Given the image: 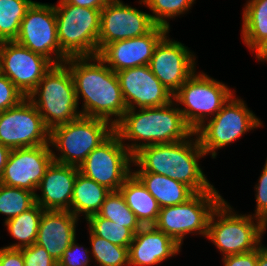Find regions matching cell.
Masks as SVG:
<instances>
[{"label":"cell","instance_id":"obj_1","mask_svg":"<svg viewBox=\"0 0 267 266\" xmlns=\"http://www.w3.org/2000/svg\"><path fill=\"white\" fill-rule=\"evenodd\" d=\"M64 63L72 75L78 104L81 96L84 102L81 115L115 125L127 110L116 72L98 55L69 57Z\"/></svg>","mask_w":267,"mask_h":266},{"label":"cell","instance_id":"obj_2","mask_svg":"<svg viewBox=\"0 0 267 266\" xmlns=\"http://www.w3.org/2000/svg\"><path fill=\"white\" fill-rule=\"evenodd\" d=\"M205 155L194 132L192 136L179 142L140 148L133 154L132 163L139 169L132 173L160 174L184 183L195 193H202L214 187L198 164V159Z\"/></svg>","mask_w":267,"mask_h":266},{"label":"cell","instance_id":"obj_3","mask_svg":"<svg viewBox=\"0 0 267 266\" xmlns=\"http://www.w3.org/2000/svg\"><path fill=\"white\" fill-rule=\"evenodd\" d=\"M174 106L177 107V103L172 100L162 107L127 109L114 125V132L123 144L125 140L133 141L124 144L132 155L144 146L187 139L194 131L185 122L179 107Z\"/></svg>","mask_w":267,"mask_h":266},{"label":"cell","instance_id":"obj_4","mask_svg":"<svg viewBox=\"0 0 267 266\" xmlns=\"http://www.w3.org/2000/svg\"><path fill=\"white\" fill-rule=\"evenodd\" d=\"M27 98L49 130L82 116L77 109L79 104L73 78L65 63L53 65Z\"/></svg>","mask_w":267,"mask_h":266},{"label":"cell","instance_id":"obj_5","mask_svg":"<svg viewBox=\"0 0 267 266\" xmlns=\"http://www.w3.org/2000/svg\"><path fill=\"white\" fill-rule=\"evenodd\" d=\"M232 209L223 199L213 210L208 221L206 238L214 243L223 257L257 249L262 244V236L267 229V225L261 219L251 214L238 215Z\"/></svg>","mask_w":267,"mask_h":266},{"label":"cell","instance_id":"obj_6","mask_svg":"<svg viewBox=\"0 0 267 266\" xmlns=\"http://www.w3.org/2000/svg\"><path fill=\"white\" fill-rule=\"evenodd\" d=\"M114 132V125L101 118L80 116L76 120L50 130L49 144L61 154L52 151L53 160L79 167L88 154Z\"/></svg>","mask_w":267,"mask_h":266},{"label":"cell","instance_id":"obj_7","mask_svg":"<svg viewBox=\"0 0 267 266\" xmlns=\"http://www.w3.org/2000/svg\"><path fill=\"white\" fill-rule=\"evenodd\" d=\"M54 8L61 50L68 57L98 55L101 10L64 2Z\"/></svg>","mask_w":267,"mask_h":266},{"label":"cell","instance_id":"obj_8","mask_svg":"<svg viewBox=\"0 0 267 266\" xmlns=\"http://www.w3.org/2000/svg\"><path fill=\"white\" fill-rule=\"evenodd\" d=\"M232 95L233 91L224 83L203 72H195L173 94V101L177 106H185L179 109L185 122L195 132L209 116L210 119L215 116Z\"/></svg>","mask_w":267,"mask_h":266},{"label":"cell","instance_id":"obj_9","mask_svg":"<svg viewBox=\"0 0 267 266\" xmlns=\"http://www.w3.org/2000/svg\"><path fill=\"white\" fill-rule=\"evenodd\" d=\"M222 200L214 187L210 191L195 193L184 203L160 208L154 226L180 246L189 233H197L206 238L211 213Z\"/></svg>","mask_w":267,"mask_h":266},{"label":"cell","instance_id":"obj_10","mask_svg":"<svg viewBox=\"0 0 267 266\" xmlns=\"http://www.w3.org/2000/svg\"><path fill=\"white\" fill-rule=\"evenodd\" d=\"M208 121L195 133L205 154L210 153L213 159L217 156V149L228 146L247 131L262 126L260 119L252 110L248 109L245 102L233 95L222 109Z\"/></svg>","mask_w":267,"mask_h":266},{"label":"cell","instance_id":"obj_11","mask_svg":"<svg viewBox=\"0 0 267 266\" xmlns=\"http://www.w3.org/2000/svg\"><path fill=\"white\" fill-rule=\"evenodd\" d=\"M131 163L133 155L113 132L88 154L78 168L85 177L110 191H119L124 181L132 174Z\"/></svg>","mask_w":267,"mask_h":266},{"label":"cell","instance_id":"obj_12","mask_svg":"<svg viewBox=\"0 0 267 266\" xmlns=\"http://www.w3.org/2000/svg\"><path fill=\"white\" fill-rule=\"evenodd\" d=\"M15 42L44 56L54 65L62 64L69 58L58 42L54 4L34 1L21 21Z\"/></svg>","mask_w":267,"mask_h":266},{"label":"cell","instance_id":"obj_13","mask_svg":"<svg viewBox=\"0 0 267 266\" xmlns=\"http://www.w3.org/2000/svg\"><path fill=\"white\" fill-rule=\"evenodd\" d=\"M49 135L50 130L28 98L0 112V144L10 149L50 145Z\"/></svg>","mask_w":267,"mask_h":266},{"label":"cell","instance_id":"obj_14","mask_svg":"<svg viewBox=\"0 0 267 266\" xmlns=\"http://www.w3.org/2000/svg\"><path fill=\"white\" fill-rule=\"evenodd\" d=\"M53 65L49 59L15 41L0 42V72L25 98L37 87Z\"/></svg>","mask_w":267,"mask_h":266},{"label":"cell","instance_id":"obj_15","mask_svg":"<svg viewBox=\"0 0 267 266\" xmlns=\"http://www.w3.org/2000/svg\"><path fill=\"white\" fill-rule=\"evenodd\" d=\"M151 15L124 4L121 0H110L100 14L98 54L111 42L149 33L156 26Z\"/></svg>","mask_w":267,"mask_h":266},{"label":"cell","instance_id":"obj_16","mask_svg":"<svg viewBox=\"0 0 267 266\" xmlns=\"http://www.w3.org/2000/svg\"><path fill=\"white\" fill-rule=\"evenodd\" d=\"M195 55L168 33L156 45L148 66L155 77L173 95L196 72Z\"/></svg>","mask_w":267,"mask_h":266},{"label":"cell","instance_id":"obj_17","mask_svg":"<svg viewBox=\"0 0 267 266\" xmlns=\"http://www.w3.org/2000/svg\"><path fill=\"white\" fill-rule=\"evenodd\" d=\"M50 145L11 149L0 183L36 194L46 169L53 161Z\"/></svg>","mask_w":267,"mask_h":266},{"label":"cell","instance_id":"obj_18","mask_svg":"<svg viewBox=\"0 0 267 266\" xmlns=\"http://www.w3.org/2000/svg\"><path fill=\"white\" fill-rule=\"evenodd\" d=\"M127 109L162 107L173 95L155 77L148 65L116 72Z\"/></svg>","mask_w":267,"mask_h":266},{"label":"cell","instance_id":"obj_19","mask_svg":"<svg viewBox=\"0 0 267 266\" xmlns=\"http://www.w3.org/2000/svg\"><path fill=\"white\" fill-rule=\"evenodd\" d=\"M167 33V28L156 25L145 35L107 44L98 56L114 72L148 65L156 45Z\"/></svg>","mask_w":267,"mask_h":266},{"label":"cell","instance_id":"obj_20","mask_svg":"<svg viewBox=\"0 0 267 266\" xmlns=\"http://www.w3.org/2000/svg\"><path fill=\"white\" fill-rule=\"evenodd\" d=\"M78 173L77 166L53 160L37 187L42 194H35L36 204L43 210L70 211L74 182Z\"/></svg>","mask_w":267,"mask_h":266},{"label":"cell","instance_id":"obj_21","mask_svg":"<svg viewBox=\"0 0 267 266\" xmlns=\"http://www.w3.org/2000/svg\"><path fill=\"white\" fill-rule=\"evenodd\" d=\"M181 246L154 225L142 226L128 248L129 266H152L177 255Z\"/></svg>","mask_w":267,"mask_h":266},{"label":"cell","instance_id":"obj_22","mask_svg":"<svg viewBox=\"0 0 267 266\" xmlns=\"http://www.w3.org/2000/svg\"><path fill=\"white\" fill-rule=\"evenodd\" d=\"M79 218L68 210H44L39 223L36 244L58 262L76 239Z\"/></svg>","mask_w":267,"mask_h":266},{"label":"cell","instance_id":"obj_23","mask_svg":"<svg viewBox=\"0 0 267 266\" xmlns=\"http://www.w3.org/2000/svg\"><path fill=\"white\" fill-rule=\"evenodd\" d=\"M119 191L142 226L156 223L160 206L133 173L124 181Z\"/></svg>","mask_w":267,"mask_h":266},{"label":"cell","instance_id":"obj_24","mask_svg":"<svg viewBox=\"0 0 267 266\" xmlns=\"http://www.w3.org/2000/svg\"><path fill=\"white\" fill-rule=\"evenodd\" d=\"M156 199L160 208L179 205L195 192L184 183L156 173H133Z\"/></svg>","mask_w":267,"mask_h":266},{"label":"cell","instance_id":"obj_25","mask_svg":"<svg viewBox=\"0 0 267 266\" xmlns=\"http://www.w3.org/2000/svg\"><path fill=\"white\" fill-rule=\"evenodd\" d=\"M110 192L105 186L79 172L74 182L70 212L77 218L83 213V216L85 215V219H87L100 211L106 196Z\"/></svg>","mask_w":267,"mask_h":266},{"label":"cell","instance_id":"obj_26","mask_svg":"<svg viewBox=\"0 0 267 266\" xmlns=\"http://www.w3.org/2000/svg\"><path fill=\"white\" fill-rule=\"evenodd\" d=\"M242 16V40L253 52L267 39V0H248Z\"/></svg>","mask_w":267,"mask_h":266},{"label":"cell","instance_id":"obj_27","mask_svg":"<svg viewBox=\"0 0 267 266\" xmlns=\"http://www.w3.org/2000/svg\"><path fill=\"white\" fill-rule=\"evenodd\" d=\"M43 212L44 210L38 204H35L29 210L5 221L4 225L7 226L10 235L19 241L5 246V248L21 249L33 245L37 239L39 223Z\"/></svg>","mask_w":267,"mask_h":266},{"label":"cell","instance_id":"obj_28","mask_svg":"<svg viewBox=\"0 0 267 266\" xmlns=\"http://www.w3.org/2000/svg\"><path fill=\"white\" fill-rule=\"evenodd\" d=\"M32 0H0V42L15 41Z\"/></svg>","mask_w":267,"mask_h":266},{"label":"cell","instance_id":"obj_29","mask_svg":"<svg viewBox=\"0 0 267 266\" xmlns=\"http://www.w3.org/2000/svg\"><path fill=\"white\" fill-rule=\"evenodd\" d=\"M97 214L100 217L131 229L135 234L142 227L135 214L126 204V201L120 191H111L106 196L101 209Z\"/></svg>","mask_w":267,"mask_h":266},{"label":"cell","instance_id":"obj_30","mask_svg":"<svg viewBox=\"0 0 267 266\" xmlns=\"http://www.w3.org/2000/svg\"><path fill=\"white\" fill-rule=\"evenodd\" d=\"M36 204L35 193L0 183V214H5L8 221Z\"/></svg>","mask_w":267,"mask_h":266},{"label":"cell","instance_id":"obj_31","mask_svg":"<svg viewBox=\"0 0 267 266\" xmlns=\"http://www.w3.org/2000/svg\"><path fill=\"white\" fill-rule=\"evenodd\" d=\"M91 255L99 266H129L128 248L112 244L89 230Z\"/></svg>","mask_w":267,"mask_h":266},{"label":"cell","instance_id":"obj_32","mask_svg":"<svg viewBox=\"0 0 267 266\" xmlns=\"http://www.w3.org/2000/svg\"><path fill=\"white\" fill-rule=\"evenodd\" d=\"M89 229L94 235L104 238L112 244L129 247L134 239L135 233L118 223L100 217L98 214L89 216L86 219Z\"/></svg>","mask_w":267,"mask_h":266},{"label":"cell","instance_id":"obj_33","mask_svg":"<svg viewBox=\"0 0 267 266\" xmlns=\"http://www.w3.org/2000/svg\"><path fill=\"white\" fill-rule=\"evenodd\" d=\"M152 11L151 17L157 26L170 30L169 19L186 13L195 0H139ZM169 18V19H167ZM167 19V20H166Z\"/></svg>","mask_w":267,"mask_h":266},{"label":"cell","instance_id":"obj_34","mask_svg":"<svg viewBox=\"0 0 267 266\" xmlns=\"http://www.w3.org/2000/svg\"><path fill=\"white\" fill-rule=\"evenodd\" d=\"M24 98L16 86L0 72V112L17 106Z\"/></svg>","mask_w":267,"mask_h":266},{"label":"cell","instance_id":"obj_35","mask_svg":"<svg viewBox=\"0 0 267 266\" xmlns=\"http://www.w3.org/2000/svg\"><path fill=\"white\" fill-rule=\"evenodd\" d=\"M75 239L64 251L62 258L58 261V266H89L91 260L90 251L79 245Z\"/></svg>","mask_w":267,"mask_h":266},{"label":"cell","instance_id":"obj_36","mask_svg":"<svg viewBox=\"0 0 267 266\" xmlns=\"http://www.w3.org/2000/svg\"><path fill=\"white\" fill-rule=\"evenodd\" d=\"M20 250L24 258V266H58V262L42 246L36 243Z\"/></svg>","mask_w":267,"mask_h":266},{"label":"cell","instance_id":"obj_37","mask_svg":"<svg viewBox=\"0 0 267 266\" xmlns=\"http://www.w3.org/2000/svg\"><path fill=\"white\" fill-rule=\"evenodd\" d=\"M258 180L259 182L255 186L257 204L253 216L261 219L267 225V160Z\"/></svg>","mask_w":267,"mask_h":266},{"label":"cell","instance_id":"obj_38","mask_svg":"<svg viewBox=\"0 0 267 266\" xmlns=\"http://www.w3.org/2000/svg\"><path fill=\"white\" fill-rule=\"evenodd\" d=\"M224 266H256L257 249L236 255L223 257Z\"/></svg>","mask_w":267,"mask_h":266},{"label":"cell","instance_id":"obj_39","mask_svg":"<svg viewBox=\"0 0 267 266\" xmlns=\"http://www.w3.org/2000/svg\"><path fill=\"white\" fill-rule=\"evenodd\" d=\"M0 266H24V258L20 249L1 247Z\"/></svg>","mask_w":267,"mask_h":266},{"label":"cell","instance_id":"obj_40","mask_svg":"<svg viewBox=\"0 0 267 266\" xmlns=\"http://www.w3.org/2000/svg\"><path fill=\"white\" fill-rule=\"evenodd\" d=\"M110 0H59L75 6L102 10Z\"/></svg>","mask_w":267,"mask_h":266},{"label":"cell","instance_id":"obj_41","mask_svg":"<svg viewBox=\"0 0 267 266\" xmlns=\"http://www.w3.org/2000/svg\"><path fill=\"white\" fill-rule=\"evenodd\" d=\"M10 151L9 147L0 144V177L3 174Z\"/></svg>","mask_w":267,"mask_h":266},{"label":"cell","instance_id":"obj_42","mask_svg":"<svg viewBox=\"0 0 267 266\" xmlns=\"http://www.w3.org/2000/svg\"><path fill=\"white\" fill-rule=\"evenodd\" d=\"M256 266H267V247H264L262 244L257 248Z\"/></svg>","mask_w":267,"mask_h":266},{"label":"cell","instance_id":"obj_43","mask_svg":"<svg viewBox=\"0 0 267 266\" xmlns=\"http://www.w3.org/2000/svg\"><path fill=\"white\" fill-rule=\"evenodd\" d=\"M254 52L257 60H261V62L267 61V39Z\"/></svg>","mask_w":267,"mask_h":266}]
</instances>
